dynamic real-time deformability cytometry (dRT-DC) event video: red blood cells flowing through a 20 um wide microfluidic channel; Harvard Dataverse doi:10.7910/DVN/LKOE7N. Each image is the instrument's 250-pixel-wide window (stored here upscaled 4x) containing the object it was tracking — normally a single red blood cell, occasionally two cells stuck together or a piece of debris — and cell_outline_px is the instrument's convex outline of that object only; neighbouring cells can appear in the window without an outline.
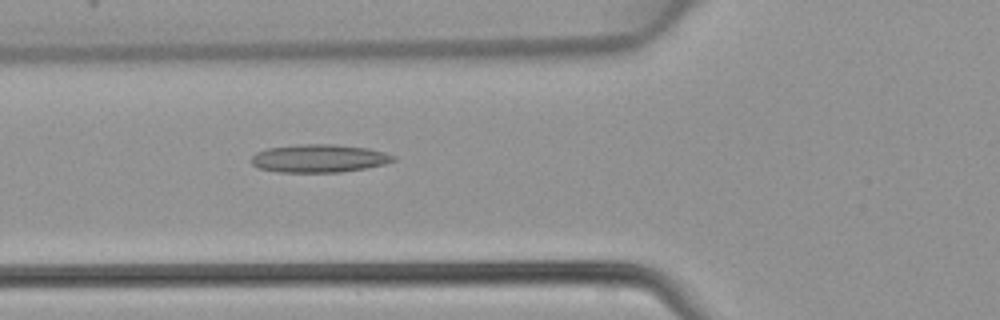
{"species": "common noctule bat (a hibernating species)", "species_latin": "Nyctalus noctula", "temperature_condition": "warm", "stored_images_in_passage": 46, "camera_frame_rate_fps": 3000, "um_per_image_px": 0.085, "animal": {"sex": "female", "body_mass_g": 22.7, "forearm_length_mm": 54.2}, "frame": {"image": 1, "passage_image": 17, "time_ms": 5.333, "image_size_px": [1000, 320], "cell_outline_px": [[396, 160], [384, 164], [364, 168], [340, 172], [276, 172], [260, 168], [252, 164], [252, 156], [256, 152], [268, 148], [296, 144], [332, 144], [368, 148], [384, 152], [396, 156]], "centroid_in_image_um": [27.12, 13.46], "position_along_channel_um": 98.7, "area_um2": 23.18}}
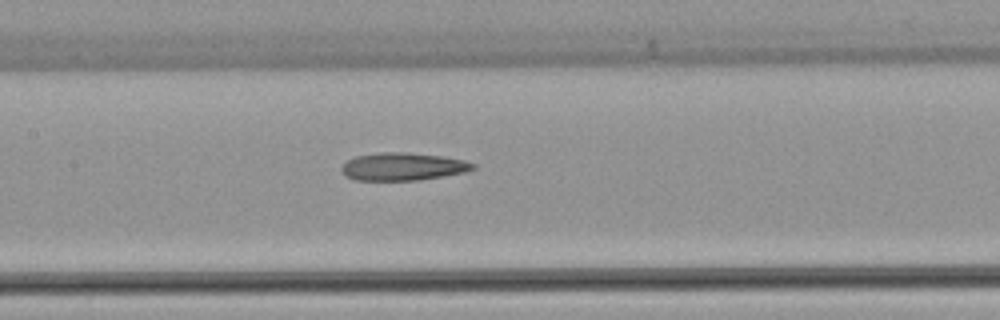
{"frame": {"image": 2, "passage_image": 22, "time_ms": 7.0, "image_size_px": [1000, 320], "cell_outline_px": [[476, 168], [464, 172], [420, 180], [352, 180], [340, 168], [348, 160], [356, 156], [380, 152], [408, 152], [440, 156], [464, 160], [476, 164]], "centroid_in_image_um": [34.26, 14.15], "position_along_channel_um": 173.1, "area_um2": 21.1}}
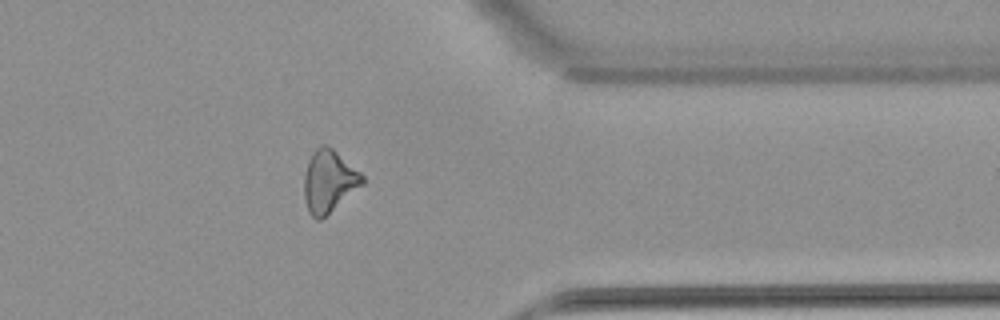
{"frame": {"image": 3, "passage_image": 37, "time_ms": 12.0, "image_size_px": [1000, 320], "cell_outline_px": [[364, 184], [320, 220], [316, 220], [308, 212], [304, 196], [304, 176], [308, 160], [312, 152], [320, 144], [328, 144], [360, 172], [364, 176]], "centroid_in_image_um": [27.95, 15.39], "position_along_channel_um": 383.5, "area_um2": 21.15}}